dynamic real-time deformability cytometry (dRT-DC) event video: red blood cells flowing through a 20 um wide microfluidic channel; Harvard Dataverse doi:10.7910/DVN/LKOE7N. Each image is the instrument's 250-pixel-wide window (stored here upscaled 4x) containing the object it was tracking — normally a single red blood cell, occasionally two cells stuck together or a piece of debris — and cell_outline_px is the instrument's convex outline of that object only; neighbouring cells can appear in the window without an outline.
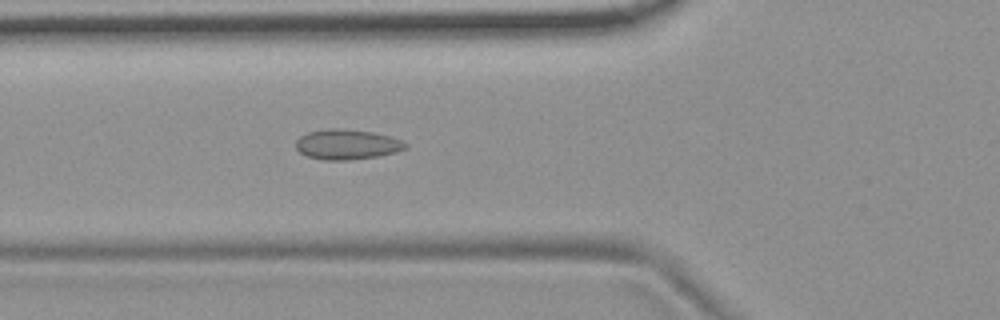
{"species": "common noctule bat (a hibernating species)", "species_latin": "Nyctalus noctula", "temperature_condition": "room temperature", "stored_images_in_passage": 54, "camera_frame_rate_fps": 3000, "um_per_image_px": 0.085, "animal": {"sex": "female", "body_mass_g": 19.9}, "frame": {"image": 1, "passage_image": 20, "time_ms": 6.333, "image_size_px": [1000, 320], "cell_outline_px": [[408, 148], [396, 152], [380, 156], [348, 160], [324, 160], [308, 156], [300, 152], [296, 148], [296, 140], [300, 136], [308, 132], [328, 128], [340, 128], [372, 132], [388, 136], [400, 140], [408, 144]], "centroid_in_image_um": [29.5, 12.28], "position_along_channel_um": 96.3, "area_um2": 19.25}}
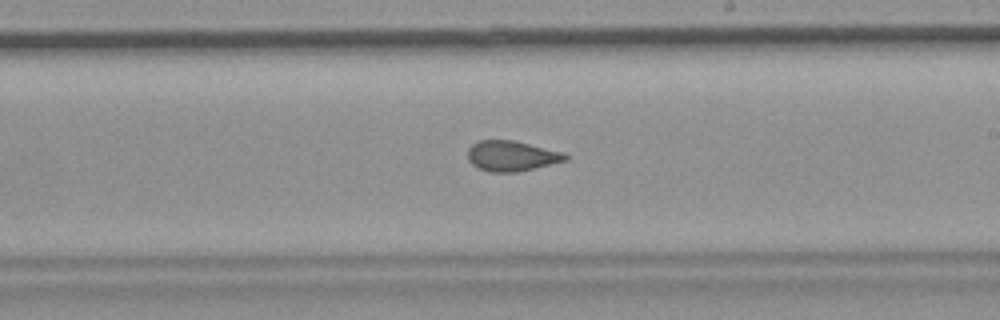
{"frame": {"image": 2, "passage_image": 32, "time_ms": 10.333, "image_size_px": [1000, 320], "cell_outline_px": [[568, 160], [536, 168], [516, 172], [488, 172], [476, 168], [468, 160], [468, 148], [476, 140], [512, 140], [564, 152], [568, 156]], "centroid_in_image_um": [43.46, 13.26], "position_along_channel_um": 245.5, "area_um2": 17.46}}
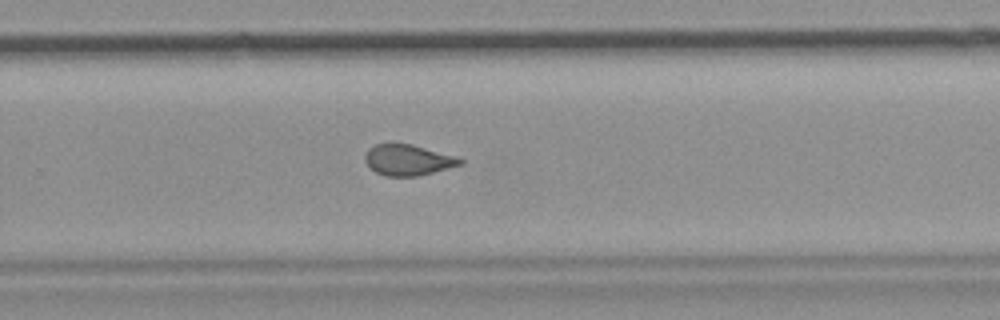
{"frame": {"image": 3, "passage_image": 36, "time_ms": 11.667, "image_size_px": [1000, 320], "cell_outline_px": [[464, 164], [416, 176], [384, 176], [376, 172], [364, 160], [364, 156], [368, 148], [376, 144], [412, 144], [452, 156], [464, 160]], "centroid_in_image_um": [34.64, 13.6], "position_along_channel_um": 295.2, "area_um2": 16.76}, "authors_computed_cell_mechanics": {"area_um2": 18.2359, "velocity_mm_per_s": 3.7394, "shape_relaxation_time_tau1_ms": null, "shape_relaxation_time_tau2_ms": 1.1009, "deformation_change_tau1": null, "deformation_change_tau2": 0.0566}}